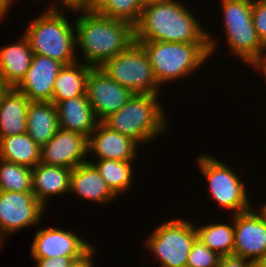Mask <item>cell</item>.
Returning a JSON list of instances; mask_svg holds the SVG:
<instances>
[{"label":"cell","mask_w":266,"mask_h":267,"mask_svg":"<svg viewBox=\"0 0 266 267\" xmlns=\"http://www.w3.org/2000/svg\"><path fill=\"white\" fill-rule=\"evenodd\" d=\"M212 34L177 0H160L144 6L134 26V41L208 43L210 55L217 46Z\"/></svg>","instance_id":"cell-1"},{"label":"cell","mask_w":266,"mask_h":267,"mask_svg":"<svg viewBox=\"0 0 266 267\" xmlns=\"http://www.w3.org/2000/svg\"><path fill=\"white\" fill-rule=\"evenodd\" d=\"M81 13L74 26L76 47L83 52L81 54L85 64L100 67L134 41V27L129 22L106 17L98 12Z\"/></svg>","instance_id":"cell-2"},{"label":"cell","mask_w":266,"mask_h":267,"mask_svg":"<svg viewBox=\"0 0 266 267\" xmlns=\"http://www.w3.org/2000/svg\"><path fill=\"white\" fill-rule=\"evenodd\" d=\"M158 97L159 94H134L126 105L103 123L138 144L150 143L159 134H164L169 126Z\"/></svg>","instance_id":"cell-3"},{"label":"cell","mask_w":266,"mask_h":267,"mask_svg":"<svg viewBox=\"0 0 266 267\" xmlns=\"http://www.w3.org/2000/svg\"><path fill=\"white\" fill-rule=\"evenodd\" d=\"M44 11L28 23L23 34L33 54L47 56L64 65L78 62L74 23L70 24L63 11Z\"/></svg>","instance_id":"cell-4"},{"label":"cell","mask_w":266,"mask_h":267,"mask_svg":"<svg viewBox=\"0 0 266 267\" xmlns=\"http://www.w3.org/2000/svg\"><path fill=\"white\" fill-rule=\"evenodd\" d=\"M136 42L147 52L153 74L160 87L166 82L189 76L211 57L208 43Z\"/></svg>","instance_id":"cell-5"},{"label":"cell","mask_w":266,"mask_h":267,"mask_svg":"<svg viewBox=\"0 0 266 267\" xmlns=\"http://www.w3.org/2000/svg\"><path fill=\"white\" fill-rule=\"evenodd\" d=\"M226 43L232 55L255 70L266 58V46L260 41L252 21L253 0H221ZM243 59V60H242Z\"/></svg>","instance_id":"cell-6"},{"label":"cell","mask_w":266,"mask_h":267,"mask_svg":"<svg viewBox=\"0 0 266 267\" xmlns=\"http://www.w3.org/2000/svg\"><path fill=\"white\" fill-rule=\"evenodd\" d=\"M99 68L133 94H158L161 91L147 52L136 41L121 53L106 60Z\"/></svg>","instance_id":"cell-7"},{"label":"cell","mask_w":266,"mask_h":267,"mask_svg":"<svg viewBox=\"0 0 266 267\" xmlns=\"http://www.w3.org/2000/svg\"><path fill=\"white\" fill-rule=\"evenodd\" d=\"M196 239L195 224L175 218L155 227L146 240V247L161 267H186Z\"/></svg>","instance_id":"cell-8"},{"label":"cell","mask_w":266,"mask_h":267,"mask_svg":"<svg viewBox=\"0 0 266 267\" xmlns=\"http://www.w3.org/2000/svg\"><path fill=\"white\" fill-rule=\"evenodd\" d=\"M196 163L220 209H228L237 214L253 207L247 196L245 183L230 166L205 153L197 158Z\"/></svg>","instance_id":"cell-9"},{"label":"cell","mask_w":266,"mask_h":267,"mask_svg":"<svg viewBox=\"0 0 266 267\" xmlns=\"http://www.w3.org/2000/svg\"><path fill=\"white\" fill-rule=\"evenodd\" d=\"M45 209L33 192L0 191V242L14 232L37 226Z\"/></svg>","instance_id":"cell-10"},{"label":"cell","mask_w":266,"mask_h":267,"mask_svg":"<svg viewBox=\"0 0 266 267\" xmlns=\"http://www.w3.org/2000/svg\"><path fill=\"white\" fill-rule=\"evenodd\" d=\"M133 95L99 67L90 70L86 83V96L99 122H103L120 110Z\"/></svg>","instance_id":"cell-11"},{"label":"cell","mask_w":266,"mask_h":267,"mask_svg":"<svg viewBox=\"0 0 266 267\" xmlns=\"http://www.w3.org/2000/svg\"><path fill=\"white\" fill-rule=\"evenodd\" d=\"M92 247V243L74 232L57 227L41 228L33 238L30 255L32 258L82 257Z\"/></svg>","instance_id":"cell-12"},{"label":"cell","mask_w":266,"mask_h":267,"mask_svg":"<svg viewBox=\"0 0 266 267\" xmlns=\"http://www.w3.org/2000/svg\"><path fill=\"white\" fill-rule=\"evenodd\" d=\"M234 217L233 255L256 264L266 255V226L253 207Z\"/></svg>","instance_id":"cell-13"},{"label":"cell","mask_w":266,"mask_h":267,"mask_svg":"<svg viewBox=\"0 0 266 267\" xmlns=\"http://www.w3.org/2000/svg\"><path fill=\"white\" fill-rule=\"evenodd\" d=\"M88 138L59 128L55 135L41 146L40 162L45 165L74 169L88 161Z\"/></svg>","instance_id":"cell-14"},{"label":"cell","mask_w":266,"mask_h":267,"mask_svg":"<svg viewBox=\"0 0 266 267\" xmlns=\"http://www.w3.org/2000/svg\"><path fill=\"white\" fill-rule=\"evenodd\" d=\"M63 66L57 60L33 54L28 71L15 89L29 101L52 102L53 84Z\"/></svg>","instance_id":"cell-15"},{"label":"cell","mask_w":266,"mask_h":267,"mask_svg":"<svg viewBox=\"0 0 266 267\" xmlns=\"http://www.w3.org/2000/svg\"><path fill=\"white\" fill-rule=\"evenodd\" d=\"M139 146L136 141L110 129L103 122H99L88 137V154L93 152L97 160L134 161Z\"/></svg>","instance_id":"cell-16"},{"label":"cell","mask_w":266,"mask_h":267,"mask_svg":"<svg viewBox=\"0 0 266 267\" xmlns=\"http://www.w3.org/2000/svg\"><path fill=\"white\" fill-rule=\"evenodd\" d=\"M69 193L86 201L108 204L117 196L108 187L92 162L81 163L71 171Z\"/></svg>","instance_id":"cell-17"},{"label":"cell","mask_w":266,"mask_h":267,"mask_svg":"<svg viewBox=\"0 0 266 267\" xmlns=\"http://www.w3.org/2000/svg\"><path fill=\"white\" fill-rule=\"evenodd\" d=\"M55 106L61 129L88 138L99 123L86 94L58 102Z\"/></svg>","instance_id":"cell-18"},{"label":"cell","mask_w":266,"mask_h":267,"mask_svg":"<svg viewBox=\"0 0 266 267\" xmlns=\"http://www.w3.org/2000/svg\"><path fill=\"white\" fill-rule=\"evenodd\" d=\"M71 171L41 162L32 168V192L45 208L49 197L68 194Z\"/></svg>","instance_id":"cell-19"},{"label":"cell","mask_w":266,"mask_h":267,"mask_svg":"<svg viewBox=\"0 0 266 267\" xmlns=\"http://www.w3.org/2000/svg\"><path fill=\"white\" fill-rule=\"evenodd\" d=\"M33 52L23 35L13 44L0 47V76L10 87L15 88L24 78L31 63Z\"/></svg>","instance_id":"cell-20"},{"label":"cell","mask_w":266,"mask_h":267,"mask_svg":"<svg viewBox=\"0 0 266 267\" xmlns=\"http://www.w3.org/2000/svg\"><path fill=\"white\" fill-rule=\"evenodd\" d=\"M30 101L15 88H9L0 102V138L26 133Z\"/></svg>","instance_id":"cell-21"},{"label":"cell","mask_w":266,"mask_h":267,"mask_svg":"<svg viewBox=\"0 0 266 267\" xmlns=\"http://www.w3.org/2000/svg\"><path fill=\"white\" fill-rule=\"evenodd\" d=\"M26 120V133L40 147L46 144L59 129L56 106L52 102L30 101Z\"/></svg>","instance_id":"cell-22"},{"label":"cell","mask_w":266,"mask_h":267,"mask_svg":"<svg viewBox=\"0 0 266 267\" xmlns=\"http://www.w3.org/2000/svg\"><path fill=\"white\" fill-rule=\"evenodd\" d=\"M92 68V66L79 61L74 64L64 65L53 84L52 103L56 104L85 95L87 78Z\"/></svg>","instance_id":"cell-23"},{"label":"cell","mask_w":266,"mask_h":267,"mask_svg":"<svg viewBox=\"0 0 266 267\" xmlns=\"http://www.w3.org/2000/svg\"><path fill=\"white\" fill-rule=\"evenodd\" d=\"M41 147L27 133L0 138V159L28 168L40 163Z\"/></svg>","instance_id":"cell-24"},{"label":"cell","mask_w":266,"mask_h":267,"mask_svg":"<svg viewBox=\"0 0 266 267\" xmlns=\"http://www.w3.org/2000/svg\"><path fill=\"white\" fill-rule=\"evenodd\" d=\"M89 162L95 165L101 177L106 181L108 187L117 197L131 188L130 186L134 178V170L132 167L134 161L106 159L98 160L97 163L95 161Z\"/></svg>","instance_id":"cell-25"},{"label":"cell","mask_w":266,"mask_h":267,"mask_svg":"<svg viewBox=\"0 0 266 267\" xmlns=\"http://www.w3.org/2000/svg\"><path fill=\"white\" fill-rule=\"evenodd\" d=\"M232 226L225 223H209V225L195 226L197 239L220 256L233 255L234 248V218Z\"/></svg>","instance_id":"cell-26"},{"label":"cell","mask_w":266,"mask_h":267,"mask_svg":"<svg viewBox=\"0 0 266 267\" xmlns=\"http://www.w3.org/2000/svg\"><path fill=\"white\" fill-rule=\"evenodd\" d=\"M0 191L32 192V169L0 159Z\"/></svg>","instance_id":"cell-27"},{"label":"cell","mask_w":266,"mask_h":267,"mask_svg":"<svg viewBox=\"0 0 266 267\" xmlns=\"http://www.w3.org/2000/svg\"><path fill=\"white\" fill-rule=\"evenodd\" d=\"M142 9L137 0H108L98 13L129 22L134 27L140 20Z\"/></svg>","instance_id":"cell-28"},{"label":"cell","mask_w":266,"mask_h":267,"mask_svg":"<svg viewBox=\"0 0 266 267\" xmlns=\"http://www.w3.org/2000/svg\"><path fill=\"white\" fill-rule=\"evenodd\" d=\"M221 256L196 239L188 255L186 267H217Z\"/></svg>","instance_id":"cell-29"},{"label":"cell","mask_w":266,"mask_h":267,"mask_svg":"<svg viewBox=\"0 0 266 267\" xmlns=\"http://www.w3.org/2000/svg\"><path fill=\"white\" fill-rule=\"evenodd\" d=\"M252 21L260 41L266 46V0H253Z\"/></svg>","instance_id":"cell-30"},{"label":"cell","mask_w":266,"mask_h":267,"mask_svg":"<svg viewBox=\"0 0 266 267\" xmlns=\"http://www.w3.org/2000/svg\"><path fill=\"white\" fill-rule=\"evenodd\" d=\"M81 257H53V258H33L36 265L35 267H70L74 260Z\"/></svg>","instance_id":"cell-31"},{"label":"cell","mask_w":266,"mask_h":267,"mask_svg":"<svg viewBox=\"0 0 266 267\" xmlns=\"http://www.w3.org/2000/svg\"><path fill=\"white\" fill-rule=\"evenodd\" d=\"M59 4V6L56 5V2L51 6L49 5V7L47 8V10L50 11H62L65 9L66 10H70V11H74V13H78L81 11H86V0H57ZM62 7V8H60ZM64 7V8H63Z\"/></svg>","instance_id":"cell-32"},{"label":"cell","mask_w":266,"mask_h":267,"mask_svg":"<svg viewBox=\"0 0 266 267\" xmlns=\"http://www.w3.org/2000/svg\"><path fill=\"white\" fill-rule=\"evenodd\" d=\"M255 264L243 257L236 255L221 256L217 267H254Z\"/></svg>","instance_id":"cell-33"},{"label":"cell","mask_w":266,"mask_h":267,"mask_svg":"<svg viewBox=\"0 0 266 267\" xmlns=\"http://www.w3.org/2000/svg\"><path fill=\"white\" fill-rule=\"evenodd\" d=\"M96 254V249L93 247L81 258L74 260L70 267H94L93 258Z\"/></svg>","instance_id":"cell-34"},{"label":"cell","mask_w":266,"mask_h":267,"mask_svg":"<svg viewBox=\"0 0 266 267\" xmlns=\"http://www.w3.org/2000/svg\"><path fill=\"white\" fill-rule=\"evenodd\" d=\"M108 0H86V11L98 12Z\"/></svg>","instance_id":"cell-35"},{"label":"cell","mask_w":266,"mask_h":267,"mask_svg":"<svg viewBox=\"0 0 266 267\" xmlns=\"http://www.w3.org/2000/svg\"><path fill=\"white\" fill-rule=\"evenodd\" d=\"M37 1V0H36ZM39 1V0H38ZM41 1V0H40ZM49 2V0H47ZM14 2V0H2L0 2V19L6 17V14L10 11L9 7H11V4ZM5 16V17H4Z\"/></svg>","instance_id":"cell-36"},{"label":"cell","mask_w":266,"mask_h":267,"mask_svg":"<svg viewBox=\"0 0 266 267\" xmlns=\"http://www.w3.org/2000/svg\"><path fill=\"white\" fill-rule=\"evenodd\" d=\"M10 87L4 82V80L0 76V102L3 95L8 91Z\"/></svg>","instance_id":"cell-37"},{"label":"cell","mask_w":266,"mask_h":267,"mask_svg":"<svg viewBox=\"0 0 266 267\" xmlns=\"http://www.w3.org/2000/svg\"><path fill=\"white\" fill-rule=\"evenodd\" d=\"M259 209V211L256 209L255 212L260 216L266 226V204H263V207H260Z\"/></svg>","instance_id":"cell-38"},{"label":"cell","mask_w":266,"mask_h":267,"mask_svg":"<svg viewBox=\"0 0 266 267\" xmlns=\"http://www.w3.org/2000/svg\"><path fill=\"white\" fill-rule=\"evenodd\" d=\"M139 2V4L144 7V6H147V5H150V4H153L157 1H160V0H137Z\"/></svg>","instance_id":"cell-39"},{"label":"cell","mask_w":266,"mask_h":267,"mask_svg":"<svg viewBox=\"0 0 266 267\" xmlns=\"http://www.w3.org/2000/svg\"><path fill=\"white\" fill-rule=\"evenodd\" d=\"M255 71L261 72V74H263V76L265 77L266 80V65H259Z\"/></svg>","instance_id":"cell-40"},{"label":"cell","mask_w":266,"mask_h":267,"mask_svg":"<svg viewBox=\"0 0 266 267\" xmlns=\"http://www.w3.org/2000/svg\"><path fill=\"white\" fill-rule=\"evenodd\" d=\"M256 267H266V255L263 256L256 264Z\"/></svg>","instance_id":"cell-41"},{"label":"cell","mask_w":266,"mask_h":267,"mask_svg":"<svg viewBox=\"0 0 266 267\" xmlns=\"http://www.w3.org/2000/svg\"><path fill=\"white\" fill-rule=\"evenodd\" d=\"M260 65H266V58Z\"/></svg>","instance_id":"cell-42"}]
</instances>
